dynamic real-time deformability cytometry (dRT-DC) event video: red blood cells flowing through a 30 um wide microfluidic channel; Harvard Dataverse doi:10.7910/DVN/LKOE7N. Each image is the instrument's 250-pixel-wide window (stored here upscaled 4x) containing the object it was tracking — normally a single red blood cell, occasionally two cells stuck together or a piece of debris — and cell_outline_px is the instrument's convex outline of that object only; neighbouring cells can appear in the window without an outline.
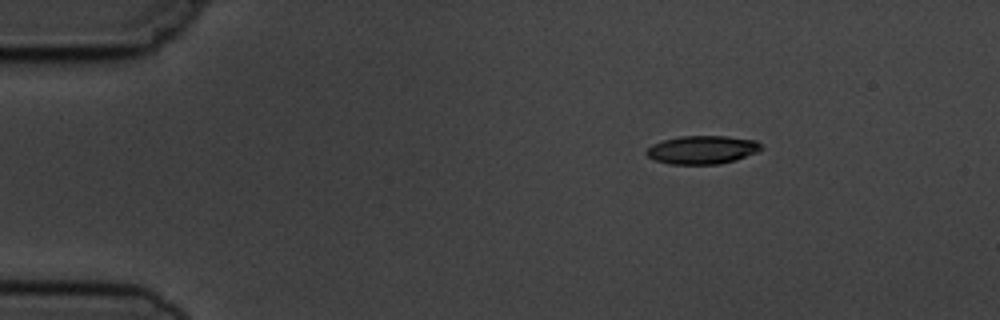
{"species": "common noctule bat (a hibernating species)", "species_latin": "Nyctalus noctula", "temperature_condition": "cold", "stored_images_in_passage": 4, "camera_frame_rate_fps": 3000, "um_per_image_px": 0.085, "animal": {"sex": "male", "body_mass_g": 19.5, "forearm_length_mm": 54.6}, "frame": {"image": 1, "passage_image": 1, "time_ms": 0.0, "image_size_px": [1000, 320], "cell_outline_px": [[764, 148], [756, 152], [736, 160], [720, 164], [668, 164], [652, 160], [644, 152], [652, 144], [664, 140], [680, 136], [728, 136], [756, 140]], "centroid_in_image_um": [59.67, 12.73], "position_along_channel_um": 25.3, "area_um2": 19.07}}
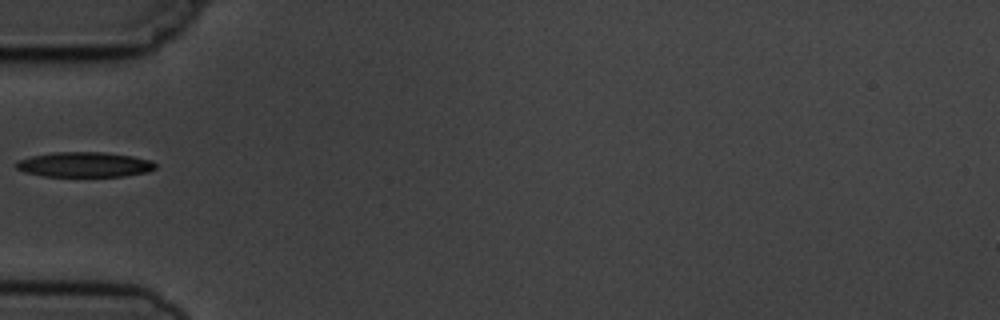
{"frame": {"image": 2, "passage_image": 4, "time_ms": 3.333, "image_size_px": [1000, 320], "cell_outline_px": [[156, 168], [148, 172], [124, 176], [44, 176], [24, 172], [16, 168], [16, 164], [20, 160], [32, 156], [52, 152], [104, 152], [132, 156], [152, 160], [156, 164]], "centroid_in_image_um": [7.22, 13.99], "position_along_channel_um": 77.8, "area_um2": 20.29}}